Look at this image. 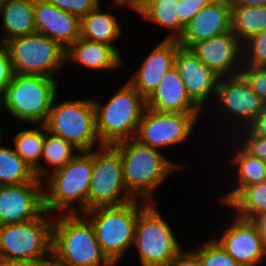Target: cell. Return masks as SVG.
Wrapping results in <instances>:
<instances>
[{
	"mask_svg": "<svg viewBox=\"0 0 266 266\" xmlns=\"http://www.w3.org/2000/svg\"><path fill=\"white\" fill-rule=\"evenodd\" d=\"M13 76L9 50L5 44H0V94L11 83Z\"/></svg>",
	"mask_w": 266,
	"mask_h": 266,
	"instance_id": "74e56055",
	"label": "cell"
},
{
	"mask_svg": "<svg viewBox=\"0 0 266 266\" xmlns=\"http://www.w3.org/2000/svg\"><path fill=\"white\" fill-rule=\"evenodd\" d=\"M5 45L10 53L14 74L58 79L62 69L65 71L66 50L46 35L34 33L17 37Z\"/></svg>",
	"mask_w": 266,
	"mask_h": 266,
	"instance_id": "7c38bea8",
	"label": "cell"
},
{
	"mask_svg": "<svg viewBox=\"0 0 266 266\" xmlns=\"http://www.w3.org/2000/svg\"><path fill=\"white\" fill-rule=\"evenodd\" d=\"M5 3H6V0H0V11L2 10Z\"/></svg>",
	"mask_w": 266,
	"mask_h": 266,
	"instance_id": "f907efd6",
	"label": "cell"
},
{
	"mask_svg": "<svg viewBox=\"0 0 266 266\" xmlns=\"http://www.w3.org/2000/svg\"><path fill=\"white\" fill-rule=\"evenodd\" d=\"M42 266H70L69 264L59 260L54 254H50L42 260Z\"/></svg>",
	"mask_w": 266,
	"mask_h": 266,
	"instance_id": "ee69618b",
	"label": "cell"
},
{
	"mask_svg": "<svg viewBox=\"0 0 266 266\" xmlns=\"http://www.w3.org/2000/svg\"><path fill=\"white\" fill-rule=\"evenodd\" d=\"M212 1L223 2L232 5L235 0H212Z\"/></svg>",
	"mask_w": 266,
	"mask_h": 266,
	"instance_id": "681fc988",
	"label": "cell"
},
{
	"mask_svg": "<svg viewBox=\"0 0 266 266\" xmlns=\"http://www.w3.org/2000/svg\"><path fill=\"white\" fill-rule=\"evenodd\" d=\"M0 266H42V260H6V259H0Z\"/></svg>",
	"mask_w": 266,
	"mask_h": 266,
	"instance_id": "60d3db41",
	"label": "cell"
},
{
	"mask_svg": "<svg viewBox=\"0 0 266 266\" xmlns=\"http://www.w3.org/2000/svg\"><path fill=\"white\" fill-rule=\"evenodd\" d=\"M118 87L106 101L97 95L92 96L97 134L103 145L135 138L146 109V100L127 81Z\"/></svg>",
	"mask_w": 266,
	"mask_h": 266,
	"instance_id": "5b68a950",
	"label": "cell"
},
{
	"mask_svg": "<svg viewBox=\"0 0 266 266\" xmlns=\"http://www.w3.org/2000/svg\"><path fill=\"white\" fill-rule=\"evenodd\" d=\"M112 1L116 4H121L127 7V11H132L133 13H136V0H108Z\"/></svg>",
	"mask_w": 266,
	"mask_h": 266,
	"instance_id": "f6af8a7d",
	"label": "cell"
},
{
	"mask_svg": "<svg viewBox=\"0 0 266 266\" xmlns=\"http://www.w3.org/2000/svg\"><path fill=\"white\" fill-rule=\"evenodd\" d=\"M92 161L88 210L124 205L135 200L127 191L121 155L113 145H102L92 150Z\"/></svg>",
	"mask_w": 266,
	"mask_h": 266,
	"instance_id": "5bb4252c",
	"label": "cell"
},
{
	"mask_svg": "<svg viewBox=\"0 0 266 266\" xmlns=\"http://www.w3.org/2000/svg\"><path fill=\"white\" fill-rule=\"evenodd\" d=\"M150 51L143 52V59L126 80L145 100L157 89L163 76L174 67V58L181 47L176 39H161Z\"/></svg>",
	"mask_w": 266,
	"mask_h": 266,
	"instance_id": "e0dca14e",
	"label": "cell"
},
{
	"mask_svg": "<svg viewBox=\"0 0 266 266\" xmlns=\"http://www.w3.org/2000/svg\"><path fill=\"white\" fill-rule=\"evenodd\" d=\"M246 128L254 136L266 138V104L258 116Z\"/></svg>",
	"mask_w": 266,
	"mask_h": 266,
	"instance_id": "ab89813d",
	"label": "cell"
},
{
	"mask_svg": "<svg viewBox=\"0 0 266 266\" xmlns=\"http://www.w3.org/2000/svg\"><path fill=\"white\" fill-rule=\"evenodd\" d=\"M52 254L70 266H114L102 253L92 224L81 213L54 215Z\"/></svg>",
	"mask_w": 266,
	"mask_h": 266,
	"instance_id": "52a82bcc",
	"label": "cell"
},
{
	"mask_svg": "<svg viewBox=\"0 0 266 266\" xmlns=\"http://www.w3.org/2000/svg\"><path fill=\"white\" fill-rule=\"evenodd\" d=\"M210 1L211 0H179L177 13L179 21L186 26Z\"/></svg>",
	"mask_w": 266,
	"mask_h": 266,
	"instance_id": "8d00e7d4",
	"label": "cell"
},
{
	"mask_svg": "<svg viewBox=\"0 0 266 266\" xmlns=\"http://www.w3.org/2000/svg\"><path fill=\"white\" fill-rule=\"evenodd\" d=\"M179 0H150L148 4L176 3Z\"/></svg>",
	"mask_w": 266,
	"mask_h": 266,
	"instance_id": "7dc6e473",
	"label": "cell"
},
{
	"mask_svg": "<svg viewBox=\"0 0 266 266\" xmlns=\"http://www.w3.org/2000/svg\"><path fill=\"white\" fill-rule=\"evenodd\" d=\"M92 150L78 153L44 180V207L50 214H76L88 210L92 178Z\"/></svg>",
	"mask_w": 266,
	"mask_h": 266,
	"instance_id": "3957f363",
	"label": "cell"
},
{
	"mask_svg": "<svg viewBox=\"0 0 266 266\" xmlns=\"http://www.w3.org/2000/svg\"><path fill=\"white\" fill-rule=\"evenodd\" d=\"M189 49L220 78L240 74L243 66L242 43L232 31L199 41Z\"/></svg>",
	"mask_w": 266,
	"mask_h": 266,
	"instance_id": "d6986e66",
	"label": "cell"
},
{
	"mask_svg": "<svg viewBox=\"0 0 266 266\" xmlns=\"http://www.w3.org/2000/svg\"><path fill=\"white\" fill-rule=\"evenodd\" d=\"M231 6H266V0H235Z\"/></svg>",
	"mask_w": 266,
	"mask_h": 266,
	"instance_id": "7bdbcfd3",
	"label": "cell"
},
{
	"mask_svg": "<svg viewBox=\"0 0 266 266\" xmlns=\"http://www.w3.org/2000/svg\"><path fill=\"white\" fill-rule=\"evenodd\" d=\"M27 128L17 130L11 137V145L17 155L34 170L42 156L45 124H27Z\"/></svg>",
	"mask_w": 266,
	"mask_h": 266,
	"instance_id": "83f0119b",
	"label": "cell"
},
{
	"mask_svg": "<svg viewBox=\"0 0 266 266\" xmlns=\"http://www.w3.org/2000/svg\"><path fill=\"white\" fill-rule=\"evenodd\" d=\"M80 151L62 137L56 136L45 126V139L40 164L33 170L35 177L44 180L52 172L61 169ZM44 163V164H43Z\"/></svg>",
	"mask_w": 266,
	"mask_h": 266,
	"instance_id": "484cf974",
	"label": "cell"
},
{
	"mask_svg": "<svg viewBox=\"0 0 266 266\" xmlns=\"http://www.w3.org/2000/svg\"><path fill=\"white\" fill-rule=\"evenodd\" d=\"M109 3L111 4H109L111 9L108 6H105L104 8L103 6L105 4L101 2L94 10L81 18L80 37L89 41L108 44L112 46L123 57L126 54L122 53L124 51L122 49L120 50L118 46L119 44L117 42H119V39H122L121 37L123 36V31H125L123 30V28L126 29L125 26H122L124 22L122 18H124L125 20L129 13L126 6L113 2ZM113 7L114 9H119L121 11H124L126 9L125 11L128 14L126 12H123V16L121 15L120 19L116 13H113V11H111ZM102 9H104V11Z\"/></svg>",
	"mask_w": 266,
	"mask_h": 266,
	"instance_id": "7402d4cb",
	"label": "cell"
},
{
	"mask_svg": "<svg viewBox=\"0 0 266 266\" xmlns=\"http://www.w3.org/2000/svg\"><path fill=\"white\" fill-rule=\"evenodd\" d=\"M60 79L14 74L0 94V110L22 125L45 124L52 103L60 94ZM24 123V124H23Z\"/></svg>",
	"mask_w": 266,
	"mask_h": 266,
	"instance_id": "277c9868",
	"label": "cell"
},
{
	"mask_svg": "<svg viewBox=\"0 0 266 266\" xmlns=\"http://www.w3.org/2000/svg\"><path fill=\"white\" fill-rule=\"evenodd\" d=\"M204 117L205 113L159 112L146 107L135 139L165 153L167 148L170 150V147H181L184 143H190L192 137L200 135L196 130L205 126Z\"/></svg>",
	"mask_w": 266,
	"mask_h": 266,
	"instance_id": "8fae6325",
	"label": "cell"
},
{
	"mask_svg": "<svg viewBox=\"0 0 266 266\" xmlns=\"http://www.w3.org/2000/svg\"><path fill=\"white\" fill-rule=\"evenodd\" d=\"M243 65L266 66V30L242 44Z\"/></svg>",
	"mask_w": 266,
	"mask_h": 266,
	"instance_id": "d6a6232c",
	"label": "cell"
},
{
	"mask_svg": "<svg viewBox=\"0 0 266 266\" xmlns=\"http://www.w3.org/2000/svg\"><path fill=\"white\" fill-rule=\"evenodd\" d=\"M0 44L36 33L34 0H6L0 11Z\"/></svg>",
	"mask_w": 266,
	"mask_h": 266,
	"instance_id": "d4e9b609",
	"label": "cell"
},
{
	"mask_svg": "<svg viewBox=\"0 0 266 266\" xmlns=\"http://www.w3.org/2000/svg\"><path fill=\"white\" fill-rule=\"evenodd\" d=\"M174 67L182 78L190 98L206 112L215 99L220 77L199 60L190 49L183 47L177 50Z\"/></svg>",
	"mask_w": 266,
	"mask_h": 266,
	"instance_id": "ac0fdd59",
	"label": "cell"
},
{
	"mask_svg": "<svg viewBox=\"0 0 266 266\" xmlns=\"http://www.w3.org/2000/svg\"><path fill=\"white\" fill-rule=\"evenodd\" d=\"M44 212L43 182L0 185V226L27 222Z\"/></svg>",
	"mask_w": 266,
	"mask_h": 266,
	"instance_id": "2e32d148",
	"label": "cell"
},
{
	"mask_svg": "<svg viewBox=\"0 0 266 266\" xmlns=\"http://www.w3.org/2000/svg\"><path fill=\"white\" fill-rule=\"evenodd\" d=\"M252 222L256 225L261 240L266 248V213L258 215Z\"/></svg>",
	"mask_w": 266,
	"mask_h": 266,
	"instance_id": "b9f144b4",
	"label": "cell"
},
{
	"mask_svg": "<svg viewBox=\"0 0 266 266\" xmlns=\"http://www.w3.org/2000/svg\"><path fill=\"white\" fill-rule=\"evenodd\" d=\"M48 3L78 16L80 19L94 10L101 0H46Z\"/></svg>",
	"mask_w": 266,
	"mask_h": 266,
	"instance_id": "d590c367",
	"label": "cell"
},
{
	"mask_svg": "<svg viewBox=\"0 0 266 266\" xmlns=\"http://www.w3.org/2000/svg\"><path fill=\"white\" fill-rule=\"evenodd\" d=\"M217 140L218 142H220V144L216 141L212 143V146H209L211 147L210 149H212V147H216V149L211 150L212 152L215 151V157L209 156L207 158L216 159V151L218 148V151L221 149L219 151V154L225 156H221L222 159L219 157L216 159L217 161L214 160L213 162L214 164L219 161H221V164L223 163V166H220L221 164H218V166L222 170H215L214 172H219V174L216 173L215 175V179H217L219 182L220 180L218 179V175L222 177L220 184L222 188L220 189H222V191L224 192H222L220 195L214 194V196L217 195V198L214 197L213 200H217L219 206H226L244 187L266 181V167L264 160L248 154L232 137H224ZM224 181L226 182L225 184ZM224 187L226 190L224 189Z\"/></svg>",
	"mask_w": 266,
	"mask_h": 266,
	"instance_id": "30bf717a",
	"label": "cell"
},
{
	"mask_svg": "<svg viewBox=\"0 0 266 266\" xmlns=\"http://www.w3.org/2000/svg\"><path fill=\"white\" fill-rule=\"evenodd\" d=\"M264 105L263 100L250 88L249 84L240 74L219 78L215 99L207 109V112H205L204 120L207 118L209 124L205 120L208 126H202L205 129L201 130L204 137L206 133V136L210 133V138H208L207 142L209 141L208 143L211 144H204L212 145L217 138L232 137L238 130L246 128L262 111ZM212 118L214 119V121L212 120L213 123L210 121ZM213 125L216 127L212 128L211 126ZM205 131L206 133L204 134ZM216 132L220 138L217 137Z\"/></svg>",
	"mask_w": 266,
	"mask_h": 266,
	"instance_id": "7a4b0ae2",
	"label": "cell"
},
{
	"mask_svg": "<svg viewBox=\"0 0 266 266\" xmlns=\"http://www.w3.org/2000/svg\"><path fill=\"white\" fill-rule=\"evenodd\" d=\"M157 206L148 203L138 214L132 250L136 249L141 266H169L184 249L173 225Z\"/></svg>",
	"mask_w": 266,
	"mask_h": 266,
	"instance_id": "9c48e42d",
	"label": "cell"
},
{
	"mask_svg": "<svg viewBox=\"0 0 266 266\" xmlns=\"http://www.w3.org/2000/svg\"><path fill=\"white\" fill-rule=\"evenodd\" d=\"M225 207L249 221L266 213V181L244 187Z\"/></svg>",
	"mask_w": 266,
	"mask_h": 266,
	"instance_id": "f546056e",
	"label": "cell"
},
{
	"mask_svg": "<svg viewBox=\"0 0 266 266\" xmlns=\"http://www.w3.org/2000/svg\"><path fill=\"white\" fill-rule=\"evenodd\" d=\"M150 2V0H136V16L137 17V13L144 7L146 6L148 3Z\"/></svg>",
	"mask_w": 266,
	"mask_h": 266,
	"instance_id": "bcb514c9",
	"label": "cell"
},
{
	"mask_svg": "<svg viewBox=\"0 0 266 266\" xmlns=\"http://www.w3.org/2000/svg\"><path fill=\"white\" fill-rule=\"evenodd\" d=\"M121 155L123 178L127 191L138 200L157 203L158 188L165 185L175 172L184 170L186 163H177L167 152L141 144L135 138L113 145ZM156 199V200H155Z\"/></svg>",
	"mask_w": 266,
	"mask_h": 266,
	"instance_id": "6da1fadb",
	"label": "cell"
},
{
	"mask_svg": "<svg viewBox=\"0 0 266 266\" xmlns=\"http://www.w3.org/2000/svg\"><path fill=\"white\" fill-rule=\"evenodd\" d=\"M3 143V144H2ZM28 182H43L17 155L12 145L0 141V185H19Z\"/></svg>",
	"mask_w": 266,
	"mask_h": 266,
	"instance_id": "4dcf8cb0",
	"label": "cell"
},
{
	"mask_svg": "<svg viewBox=\"0 0 266 266\" xmlns=\"http://www.w3.org/2000/svg\"><path fill=\"white\" fill-rule=\"evenodd\" d=\"M147 204L135 199L124 205L96 207L82 213L92 224L102 253L114 266L120 265L132 250L138 214Z\"/></svg>",
	"mask_w": 266,
	"mask_h": 266,
	"instance_id": "8992f818",
	"label": "cell"
},
{
	"mask_svg": "<svg viewBox=\"0 0 266 266\" xmlns=\"http://www.w3.org/2000/svg\"><path fill=\"white\" fill-rule=\"evenodd\" d=\"M231 31V5L210 1L185 26L178 39L181 47L189 49L193 44Z\"/></svg>",
	"mask_w": 266,
	"mask_h": 266,
	"instance_id": "44dd1931",
	"label": "cell"
},
{
	"mask_svg": "<svg viewBox=\"0 0 266 266\" xmlns=\"http://www.w3.org/2000/svg\"><path fill=\"white\" fill-rule=\"evenodd\" d=\"M36 33L46 35L65 50L80 38L81 19L46 0H34Z\"/></svg>",
	"mask_w": 266,
	"mask_h": 266,
	"instance_id": "ffe728a7",
	"label": "cell"
},
{
	"mask_svg": "<svg viewBox=\"0 0 266 266\" xmlns=\"http://www.w3.org/2000/svg\"><path fill=\"white\" fill-rule=\"evenodd\" d=\"M146 107L159 112L205 113L188 95L175 67L163 76L157 89L146 100Z\"/></svg>",
	"mask_w": 266,
	"mask_h": 266,
	"instance_id": "cb8c5ba5",
	"label": "cell"
},
{
	"mask_svg": "<svg viewBox=\"0 0 266 266\" xmlns=\"http://www.w3.org/2000/svg\"><path fill=\"white\" fill-rule=\"evenodd\" d=\"M54 215L45 211L40 217L0 226V259L44 260L52 253Z\"/></svg>",
	"mask_w": 266,
	"mask_h": 266,
	"instance_id": "4fadbf2b",
	"label": "cell"
},
{
	"mask_svg": "<svg viewBox=\"0 0 266 266\" xmlns=\"http://www.w3.org/2000/svg\"><path fill=\"white\" fill-rule=\"evenodd\" d=\"M232 138L251 156L266 159V138L254 136L247 128L238 130Z\"/></svg>",
	"mask_w": 266,
	"mask_h": 266,
	"instance_id": "836d02e7",
	"label": "cell"
},
{
	"mask_svg": "<svg viewBox=\"0 0 266 266\" xmlns=\"http://www.w3.org/2000/svg\"><path fill=\"white\" fill-rule=\"evenodd\" d=\"M240 75L266 104V66L243 65Z\"/></svg>",
	"mask_w": 266,
	"mask_h": 266,
	"instance_id": "e575fe53",
	"label": "cell"
},
{
	"mask_svg": "<svg viewBox=\"0 0 266 266\" xmlns=\"http://www.w3.org/2000/svg\"><path fill=\"white\" fill-rule=\"evenodd\" d=\"M0 113H1V111H0ZM1 121H2V120L0 119V141L3 140V139H4V140L6 139V138H4V137H6L5 134H4V131H5V130H4V128H3L4 126L1 124Z\"/></svg>",
	"mask_w": 266,
	"mask_h": 266,
	"instance_id": "c3c4849f",
	"label": "cell"
},
{
	"mask_svg": "<svg viewBox=\"0 0 266 266\" xmlns=\"http://www.w3.org/2000/svg\"><path fill=\"white\" fill-rule=\"evenodd\" d=\"M125 57H122L112 46L93 42L80 37L71 44L65 53L66 69L68 65H78L89 71L110 73L124 69ZM81 65V66H80Z\"/></svg>",
	"mask_w": 266,
	"mask_h": 266,
	"instance_id": "603a6c76",
	"label": "cell"
},
{
	"mask_svg": "<svg viewBox=\"0 0 266 266\" xmlns=\"http://www.w3.org/2000/svg\"><path fill=\"white\" fill-rule=\"evenodd\" d=\"M210 238V239H209ZM204 242L192 247V251L199 257L201 266H241L236 262L212 236ZM206 240V241H205Z\"/></svg>",
	"mask_w": 266,
	"mask_h": 266,
	"instance_id": "1f68e13d",
	"label": "cell"
},
{
	"mask_svg": "<svg viewBox=\"0 0 266 266\" xmlns=\"http://www.w3.org/2000/svg\"><path fill=\"white\" fill-rule=\"evenodd\" d=\"M266 30V6H231V31L243 44Z\"/></svg>",
	"mask_w": 266,
	"mask_h": 266,
	"instance_id": "f1b7e54d",
	"label": "cell"
},
{
	"mask_svg": "<svg viewBox=\"0 0 266 266\" xmlns=\"http://www.w3.org/2000/svg\"><path fill=\"white\" fill-rule=\"evenodd\" d=\"M221 208V209H218ZM225 209V211L223 209ZM218 211L222 210V225L216 234L211 236L221 244L226 252L241 266H265L266 265V248L261 240L256 225L249 220L235 216L225 206L217 207ZM225 213V214H224ZM228 213V215H227ZM228 218V219H227ZM227 219V220H225ZM220 232V233H219Z\"/></svg>",
	"mask_w": 266,
	"mask_h": 266,
	"instance_id": "9a60e30c",
	"label": "cell"
},
{
	"mask_svg": "<svg viewBox=\"0 0 266 266\" xmlns=\"http://www.w3.org/2000/svg\"><path fill=\"white\" fill-rule=\"evenodd\" d=\"M169 266H201L199 257L191 248L183 249L169 264Z\"/></svg>",
	"mask_w": 266,
	"mask_h": 266,
	"instance_id": "f35d334b",
	"label": "cell"
},
{
	"mask_svg": "<svg viewBox=\"0 0 266 266\" xmlns=\"http://www.w3.org/2000/svg\"><path fill=\"white\" fill-rule=\"evenodd\" d=\"M57 95L45 122L47 131L62 137L80 152H89L103 144L97 134L96 111L92 95L59 101Z\"/></svg>",
	"mask_w": 266,
	"mask_h": 266,
	"instance_id": "ba28073f",
	"label": "cell"
},
{
	"mask_svg": "<svg viewBox=\"0 0 266 266\" xmlns=\"http://www.w3.org/2000/svg\"><path fill=\"white\" fill-rule=\"evenodd\" d=\"M178 1L176 3L147 4L137 14L142 18V22L148 25L153 24L160 28L158 30L164 34L162 39H176L182 35L185 26L178 18ZM148 22V23H147ZM165 35V36H164Z\"/></svg>",
	"mask_w": 266,
	"mask_h": 266,
	"instance_id": "4316f807",
	"label": "cell"
}]
</instances>
